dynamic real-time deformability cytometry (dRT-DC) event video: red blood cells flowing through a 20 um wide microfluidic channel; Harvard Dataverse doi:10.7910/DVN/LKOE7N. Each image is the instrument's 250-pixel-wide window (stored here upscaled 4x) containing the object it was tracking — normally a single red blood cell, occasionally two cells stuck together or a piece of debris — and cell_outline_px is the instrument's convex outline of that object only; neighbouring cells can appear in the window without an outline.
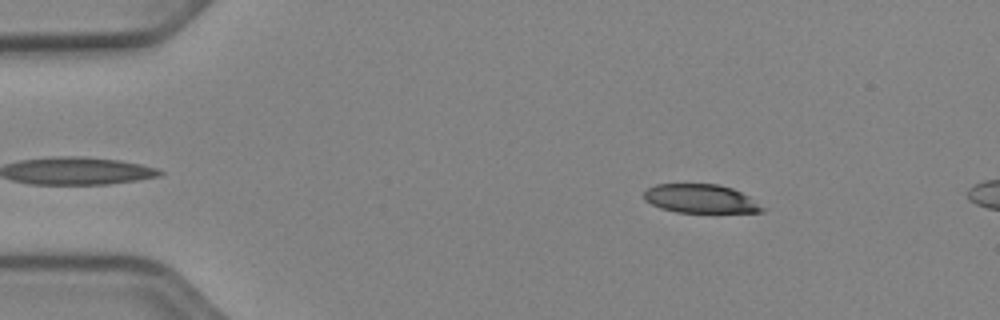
{"species": "Egyptian fruit bat (a non-hibernating species)", "species_latin": "Rousettus aegyptiacus", "temperature_condition": "cold", "stored_images_in_passage": 12, "camera_frame_rate_fps": 3000, "um_per_image_px": 0.085, "animal": {"sex": "female"}, "frame": {"image": 1, "passage_image": 7, "time_ms": 2.0, "image_size_px": [1000, 320], "cell_outline_px": [[768, 208], [764, 212], [676, 212], [660, 208], [644, 200], [644, 192], [648, 188], [656, 184], [720, 184], [732, 188], [748, 196]], "centroid_in_image_um": [59.58, 16.89], "position_along_channel_um": 25.4, "area_um2": 19.88}}